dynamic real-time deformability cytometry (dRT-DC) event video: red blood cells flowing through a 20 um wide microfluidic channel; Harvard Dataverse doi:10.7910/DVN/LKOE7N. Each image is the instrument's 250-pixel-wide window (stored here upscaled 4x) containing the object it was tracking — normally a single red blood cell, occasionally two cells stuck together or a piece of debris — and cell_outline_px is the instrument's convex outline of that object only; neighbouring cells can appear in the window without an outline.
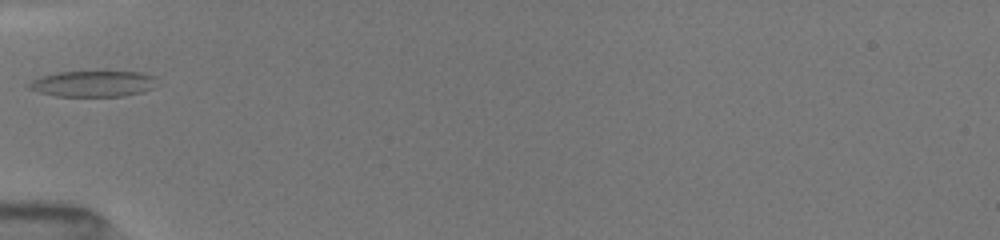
{"species": "common noctule bat (a hibernating species)", "species_latin": "Nyctalus noctula", "temperature_condition": "room temperature", "stored_images_in_passage": 27, "camera_frame_rate_fps": 3000, "um_per_image_px": 0.085, "animal": {"sex": "female", "body_mass_g": 19.5, "forearm_length_mm": 54.1}, "frame": {"image": 1, "passage_image": 1, "time_ms": 0.0, "image_size_px": [1000, 240], "cell_outline_px": [[156, 76], [152, 88], [144, 92], [124, 96], [56, 96], [40, 92], [28, 88], [24, 84], [40, 76], [60, 72], [144, 72]], "centroid_in_image_um": [7.89, 7.12], "position_along_channel_um": 77.1, "area_um2": 19.42}}
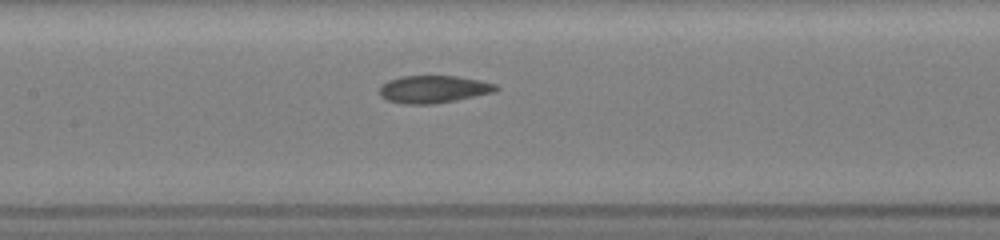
{"frame": {"image": 2, "passage_image": 10, "time_ms": 2.333, "image_size_px": [1000, 240], "cell_outline_px": [[500, 88], [496, 92], [456, 100], [432, 104], [404, 104], [388, 100], [380, 96], [380, 88], [388, 80], [400, 76], [460, 76], [480, 80], [496, 84]], "centroid_in_image_um": [36.89, 7.58], "position_along_channel_um": 170.5, "area_um2": 18.73}}
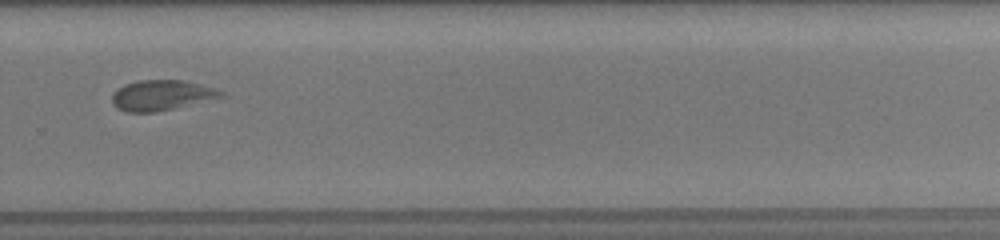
{"frame": {"image": 3, "passage_image": 24, "time_ms": 6.0, "image_size_px": [1000, 240], "cell_outline_px": [[228, 96], [156, 112], [124, 112], [116, 108], [112, 104], [112, 96], [124, 84], [140, 80], [184, 80], [216, 88], [224, 92]], "centroid_in_image_um": [13.77, 8.1], "position_along_channel_um": 316.0, "area_um2": 19.36}}